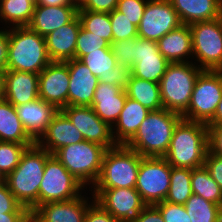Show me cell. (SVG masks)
Instances as JSON below:
<instances>
[{
	"label": "cell",
	"mask_w": 222,
	"mask_h": 222,
	"mask_svg": "<svg viewBox=\"0 0 222 222\" xmlns=\"http://www.w3.org/2000/svg\"><path fill=\"white\" fill-rule=\"evenodd\" d=\"M50 155L35 143L25 150L18 166L5 177L10 192L30 213L39 206V187Z\"/></svg>",
	"instance_id": "1"
},
{
	"label": "cell",
	"mask_w": 222,
	"mask_h": 222,
	"mask_svg": "<svg viewBox=\"0 0 222 222\" xmlns=\"http://www.w3.org/2000/svg\"><path fill=\"white\" fill-rule=\"evenodd\" d=\"M208 150V126L182 118L174 128L164 158L172 167L194 169L204 166Z\"/></svg>",
	"instance_id": "2"
},
{
	"label": "cell",
	"mask_w": 222,
	"mask_h": 222,
	"mask_svg": "<svg viewBox=\"0 0 222 222\" xmlns=\"http://www.w3.org/2000/svg\"><path fill=\"white\" fill-rule=\"evenodd\" d=\"M181 119L182 115L164 108L150 111L125 146L144 157H164L174 128Z\"/></svg>",
	"instance_id": "3"
},
{
	"label": "cell",
	"mask_w": 222,
	"mask_h": 222,
	"mask_svg": "<svg viewBox=\"0 0 222 222\" xmlns=\"http://www.w3.org/2000/svg\"><path fill=\"white\" fill-rule=\"evenodd\" d=\"M11 29L9 30L6 70L39 74L52 62L46 48L45 37L28 26Z\"/></svg>",
	"instance_id": "4"
},
{
	"label": "cell",
	"mask_w": 222,
	"mask_h": 222,
	"mask_svg": "<svg viewBox=\"0 0 222 222\" xmlns=\"http://www.w3.org/2000/svg\"><path fill=\"white\" fill-rule=\"evenodd\" d=\"M202 69L191 62L170 63L159 81L162 106L182 115L188 108L191 95Z\"/></svg>",
	"instance_id": "5"
},
{
	"label": "cell",
	"mask_w": 222,
	"mask_h": 222,
	"mask_svg": "<svg viewBox=\"0 0 222 222\" xmlns=\"http://www.w3.org/2000/svg\"><path fill=\"white\" fill-rule=\"evenodd\" d=\"M143 156L125 145L107 149L94 189L135 188Z\"/></svg>",
	"instance_id": "6"
},
{
	"label": "cell",
	"mask_w": 222,
	"mask_h": 222,
	"mask_svg": "<svg viewBox=\"0 0 222 222\" xmlns=\"http://www.w3.org/2000/svg\"><path fill=\"white\" fill-rule=\"evenodd\" d=\"M106 150L104 146L84 140L60 148L54 156L80 183L94 186Z\"/></svg>",
	"instance_id": "7"
},
{
	"label": "cell",
	"mask_w": 222,
	"mask_h": 222,
	"mask_svg": "<svg viewBox=\"0 0 222 222\" xmlns=\"http://www.w3.org/2000/svg\"><path fill=\"white\" fill-rule=\"evenodd\" d=\"M222 98V70H202L197 76L187 110L182 118L208 124Z\"/></svg>",
	"instance_id": "8"
},
{
	"label": "cell",
	"mask_w": 222,
	"mask_h": 222,
	"mask_svg": "<svg viewBox=\"0 0 222 222\" xmlns=\"http://www.w3.org/2000/svg\"><path fill=\"white\" fill-rule=\"evenodd\" d=\"M192 51L202 70H222V16L189 25Z\"/></svg>",
	"instance_id": "9"
},
{
	"label": "cell",
	"mask_w": 222,
	"mask_h": 222,
	"mask_svg": "<svg viewBox=\"0 0 222 222\" xmlns=\"http://www.w3.org/2000/svg\"><path fill=\"white\" fill-rule=\"evenodd\" d=\"M84 188L64 166L51 154L45 163L44 175L39 187V206L49 202L72 200L81 195Z\"/></svg>",
	"instance_id": "10"
},
{
	"label": "cell",
	"mask_w": 222,
	"mask_h": 222,
	"mask_svg": "<svg viewBox=\"0 0 222 222\" xmlns=\"http://www.w3.org/2000/svg\"><path fill=\"white\" fill-rule=\"evenodd\" d=\"M171 167L164 157H142L135 188L146 205L155 206L165 201Z\"/></svg>",
	"instance_id": "11"
},
{
	"label": "cell",
	"mask_w": 222,
	"mask_h": 222,
	"mask_svg": "<svg viewBox=\"0 0 222 222\" xmlns=\"http://www.w3.org/2000/svg\"><path fill=\"white\" fill-rule=\"evenodd\" d=\"M92 198L119 222H135L147 206L136 188L94 189Z\"/></svg>",
	"instance_id": "12"
},
{
	"label": "cell",
	"mask_w": 222,
	"mask_h": 222,
	"mask_svg": "<svg viewBox=\"0 0 222 222\" xmlns=\"http://www.w3.org/2000/svg\"><path fill=\"white\" fill-rule=\"evenodd\" d=\"M181 24L169 0H149L137 27L138 37L157 42Z\"/></svg>",
	"instance_id": "13"
},
{
	"label": "cell",
	"mask_w": 222,
	"mask_h": 222,
	"mask_svg": "<svg viewBox=\"0 0 222 222\" xmlns=\"http://www.w3.org/2000/svg\"><path fill=\"white\" fill-rule=\"evenodd\" d=\"M61 111L82 133L84 140L97 143L106 149L117 146L112 127L102 121L91 106H66Z\"/></svg>",
	"instance_id": "14"
},
{
	"label": "cell",
	"mask_w": 222,
	"mask_h": 222,
	"mask_svg": "<svg viewBox=\"0 0 222 222\" xmlns=\"http://www.w3.org/2000/svg\"><path fill=\"white\" fill-rule=\"evenodd\" d=\"M134 77L159 83L170 62L159 52L156 41L134 38Z\"/></svg>",
	"instance_id": "15"
},
{
	"label": "cell",
	"mask_w": 222,
	"mask_h": 222,
	"mask_svg": "<svg viewBox=\"0 0 222 222\" xmlns=\"http://www.w3.org/2000/svg\"><path fill=\"white\" fill-rule=\"evenodd\" d=\"M68 87L69 70L65 62L52 61L38 74L39 98L57 110L67 106Z\"/></svg>",
	"instance_id": "16"
},
{
	"label": "cell",
	"mask_w": 222,
	"mask_h": 222,
	"mask_svg": "<svg viewBox=\"0 0 222 222\" xmlns=\"http://www.w3.org/2000/svg\"><path fill=\"white\" fill-rule=\"evenodd\" d=\"M82 61L99 79V82H106L126 89L130 79L131 69L117 64L111 48H101L99 51L90 52L84 55Z\"/></svg>",
	"instance_id": "17"
},
{
	"label": "cell",
	"mask_w": 222,
	"mask_h": 222,
	"mask_svg": "<svg viewBox=\"0 0 222 222\" xmlns=\"http://www.w3.org/2000/svg\"><path fill=\"white\" fill-rule=\"evenodd\" d=\"M64 62L69 70L67 106H91L99 79L79 59Z\"/></svg>",
	"instance_id": "18"
},
{
	"label": "cell",
	"mask_w": 222,
	"mask_h": 222,
	"mask_svg": "<svg viewBox=\"0 0 222 222\" xmlns=\"http://www.w3.org/2000/svg\"><path fill=\"white\" fill-rule=\"evenodd\" d=\"M2 97L14 106L38 99V74L16 70L3 71Z\"/></svg>",
	"instance_id": "19"
},
{
	"label": "cell",
	"mask_w": 222,
	"mask_h": 222,
	"mask_svg": "<svg viewBox=\"0 0 222 222\" xmlns=\"http://www.w3.org/2000/svg\"><path fill=\"white\" fill-rule=\"evenodd\" d=\"M82 141H84L82 133L61 110H58L35 143L54 155L60 148Z\"/></svg>",
	"instance_id": "20"
},
{
	"label": "cell",
	"mask_w": 222,
	"mask_h": 222,
	"mask_svg": "<svg viewBox=\"0 0 222 222\" xmlns=\"http://www.w3.org/2000/svg\"><path fill=\"white\" fill-rule=\"evenodd\" d=\"M82 195L72 200L49 202L38 206L31 214L39 222H84L88 205Z\"/></svg>",
	"instance_id": "21"
},
{
	"label": "cell",
	"mask_w": 222,
	"mask_h": 222,
	"mask_svg": "<svg viewBox=\"0 0 222 222\" xmlns=\"http://www.w3.org/2000/svg\"><path fill=\"white\" fill-rule=\"evenodd\" d=\"M127 98L126 91L117 85L106 82H98L91 104L92 109L102 119L108 123L112 130Z\"/></svg>",
	"instance_id": "22"
},
{
	"label": "cell",
	"mask_w": 222,
	"mask_h": 222,
	"mask_svg": "<svg viewBox=\"0 0 222 222\" xmlns=\"http://www.w3.org/2000/svg\"><path fill=\"white\" fill-rule=\"evenodd\" d=\"M77 13L78 8L74 5H35L28 27L42 37H46L51 32L71 22L77 16Z\"/></svg>",
	"instance_id": "23"
},
{
	"label": "cell",
	"mask_w": 222,
	"mask_h": 222,
	"mask_svg": "<svg viewBox=\"0 0 222 222\" xmlns=\"http://www.w3.org/2000/svg\"><path fill=\"white\" fill-rule=\"evenodd\" d=\"M18 117L27 134L36 142L51 123L58 110L51 104L38 98L32 102L15 106Z\"/></svg>",
	"instance_id": "24"
},
{
	"label": "cell",
	"mask_w": 222,
	"mask_h": 222,
	"mask_svg": "<svg viewBox=\"0 0 222 222\" xmlns=\"http://www.w3.org/2000/svg\"><path fill=\"white\" fill-rule=\"evenodd\" d=\"M81 23L76 16L45 37L48 55L52 61H67L75 58L76 40Z\"/></svg>",
	"instance_id": "25"
},
{
	"label": "cell",
	"mask_w": 222,
	"mask_h": 222,
	"mask_svg": "<svg viewBox=\"0 0 222 222\" xmlns=\"http://www.w3.org/2000/svg\"><path fill=\"white\" fill-rule=\"evenodd\" d=\"M182 24L210 21L222 16V0H169Z\"/></svg>",
	"instance_id": "26"
},
{
	"label": "cell",
	"mask_w": 222,
	"mask_h": 222,
	"mask_svg": "<svg viewBox=\"0 0 222 222\" xmlns=\"http://www.w3.org/2000/svg\"><path fill=\"white\" fill-rule=\"evenodd\" d=\"M159 52L170 63L190 62L184 60L192 55V33L188 24H181L179 27L165 34L158 41Z\"/></svg>",
	"instance_id": "27"
},
{
	"label": "cell",
	"mask_w": 222,
	"mask_h": 222,
	"mask_svg": "<svg viewBox=\"0 0 222 222\" xmlns=\"http://www.w3.org/2000/svg\"><path fill=\"white\" fill-rule=\"evenodd\" d=\"M150 113L140 102L129 97L115 123V132H112L117 145H125L137 132L142 121ZM116 134V135H114Z\"/></svg>",
	"instance_id": "28"
},
{
	"label": "cell",
	"mask_w": 222,
	"mask_h": 222,
	"mask_svg": "<svg viewBox=\"0 0 222 222\" xmlns=\"http://www.w3.org/2000/svg\"><path fill=\"white\" fill-rule=\"evenodd\" d=\"M0 141L22 144H35L25 131L13 104L0 98Z\"/></svg>",
	"instance_id": "29"
},
{
	"label": "cell",
	"mask_w": 222,
	"mask_h": 222,
	"mask_svg": "<svg viewBox=\"0 0 222 222\" xmlns=\"http://www.w3.org/2000/svg\"><path fill=\"white\" fill-rule=\"evenodd\" d=\"M125 91L127 97L140 102L150 111L163 109L159 83L131 75Z\"/></svg>",
	"instance_id": "30"
},
{
	"label": "cell",
	"mask_w": 222,
	"mask_h": 222,
	"mask_svg": "<svg viewBox=\"0 0 222 222\" xmlns=\"http://www.w3.org/2000/svg\"><path fill=\"white\" fill-rule=\"evenodd\" d=\"M36 1L0 0V17L14 27L28 26L35 9Z\"/></svg>",
	"instance_id": "31"
},
{
	"label": "cell",
	"mask_w": 222,
	"mask_h": 222,
	"mask_svg": "<svg viewBox=\"0 0 222 222\" xmlns=\"http://www.w3.org/2000/svg\"><path fill=\"white\" fill-rule=\"evenodd\" d=\"M191 189L193 194L222 207V189L210 176L205 166L192 169Z\"/></svg>",
	"instance_id": "32"
},
{
	"label": "cell",
	"mask_w": 222,
	"mask_h": 222,
	"mask_svg": "<svg viewBox=\"0 0 222 222\" xmlns=\"http://www.w3.org/2000/svg\"><path fill=\"white\" fill-rule=\"evenodd\" d=\"M191 173L189 168L171 167L170 187L165 201L184 205L193 194L191 189Z\"/></svg>",
	"instance_id": "33"
},
{
	"label": "cell",
	"mask_w": 222,
	"mask_h": 222,
	"mask_svg": "<svg viewBox=\"0 0 222 222\" xmlns=\"http://www.w3.org/2000/svg\"><path fill=\"white\" fill-rule=\"evenodd\" d=\"M191 222H218L222 218V207L192 194L184 204Z\"/></svg>",
	"instance_id": "34"
},
{
	"label": "cell",
	"mask_w": 222,
	"mask_h": 222,
	"mask_svg": "<svg viewBox=\"0 0 222 222\" xmlns=\"http://www.w3.org/2000/svg\"><path fill=\"white\" fill-rule=\"evenodd\" d=\"M77 16L81 27L94 33L112 43V26L110 13L92 12L89 10H78Z\"/></svg>",
	"instance_id": "35"
},
{
	"label": "cell",
	"mask_w": 222,
	"mask_h": 222,
	"mask_svg": "<svg viewBox=\"0 0 222 222\" xmlns=\"http://www.w3.org/2000/svg\"><path fill=\"white\" fill-rule=\"evenodd\" d=\"M32 145L0 141V171L5 177L18 166L23 153Z\"/></svg>",
	"instance_id": "36"
},
{
	"label": "cell",
	"mask_w": 222,
	"mask_h": 222,
	"mask_svg": "<svg viewBox=\"0 0 222 222\" xmlns=\"http://www.w3.org/2000/svg\"><path fill=\"white\" fill-rule=\"evenodd\" d=\"M101 48H110V43L104 38L80 27L76 40L75 59L80 60L84 55L99 51Z\"/></svg>",
	"instance_id": "37"
},
{
	"label": "cell",
	"mask_w": 222,
	"mask_h": 222,
	"mask_svg": "<svg viewBox=\"0 0 222 222\" xmlns=\"http://www.w3.org/2000/svg\"><path fill=\"white\" fill-rule=\"evenodd\" d=\"M112 41L133 39L138 37V29L125 14L114 9L110 13Z\"/></svg>",
	"instance_id": "38"
},
{
	"label": "cell",
	"mask_w": 222,
	"mask_h": 222,
	"mask_svg": "<svg viewBox=\"0 0 222 222\" xmlns=\"http://www.w3.org/2000/svg\"><path fill=\"white\" fill-rule=\"evenodd\" d=\"M110 48L117 64L132 69L134 66V38L112 41Z\"/></svg>",
	"instance_id": "39"
},
{
	"label": "cell",
	"mask_w": 222,
	"mask_h": 222,
	"mask_svg": "<svg viewBox=\"0 0 222 222\" xmlns=\"http://www.w3.org/2000/svg\"><path fill=\"white\" fill-rule=\"evenodd\" d=\"M148 1L149 0H119L116 10L125 14V17L138 27Z\"/></svg>",
	"instance_id": "40"
},
{
	"label": "cell",
	"mask_w": 222,
	"mask_h": 222,
	"mask_svg": "<svg viewBox=\"0 0 222 222\" xmlns=\"http://www.w3.org/2000/svg\"><path fill=\"white\" fill-rule=\"evenodd\" d=\"M164 219V222H191L185 206L162 201L155 205Z\"/></svg>",
	"instance_id": "41"
},
{
	"label": "cell",
	"mask_w": 222,
	"mask_h": 222,
	"mask_svg": "<svg viewBox=\"0 0 222 222\" xmlns=\"http://www.w3.org/2000/svg\"><path fill=\"white\" fill-rule=\"evenodd\" d=\"M0 213H30L10 192L6 182L0 184Z\"/></svg>",
	"instance_id": "42"
},
{
	"label": "cell",
	"mask_w": 222,
	"mask_h": 222,
	"mask_svg": "<svg viewBox=\"0 0 222 222\" xmlns=\"http://www.w3.org/2000/svg\"><path fill=\"white\" fill-rule=\"evenodd\" d=\"M85 214L84 222H119L95 200Z\"/></svg>",
	"instance_id": "43"
},
{
	"label": "cell",
	"mask_w": 222,
	"mask_h": 222,
	"mask_svg": "<svg viewBox=\"0 0 222 222\" xmlns=\"http://www.w3.org/2000/svg\"><path fill=\"white\" fill-rule=\"evenodd\" d=\"M204 166L207 168L210 176L222 189V157L208 150L205 156Z\"/></svg>",
	"instance_id": "44"
},
{
	"label": "cell",
	"mask_w": 222,
	"mask_h": 222,
	"mask_svg": "<svg viewBox=\"0 0 222 222\" xmlns=\"http://www.w3.org/2000/svg\"><path fill=\"white\" fill-rule=\"evenodd\" d=\"M209 151L222 157V124H207Z\"/></svg>",
	"instance_id": "45"
},
{
	"label": "cell",
	"mask_w": 222,
	"mask_h": 222,
	"mask_svg": "<svg viewBox=\"0 0 222 222\" xmlns=\"http://www.w3.org/2000/svg\"><path fill=\"white\" fill-rule=\"evenodd\" d=\"M118 1L119 0H86L78 10L111 13L116 9Z\"/></svg>",
	"instance_id": "46"
},
{
	"label": "cell",
	"mask_w": 222,
	"mask_h": 222,
	"mask_svg": "<svg viewBox=\"0 0 222 222\" xmlns=\"http://www.w3.org/2000/svg\"><path fill=\"white\" fill-rule=\"evenodd\" d=\"M135 222H164V219L156 206L147 205Z\"/></svg>",
	"instance_id": "47"
},
{
	"label": "cell",
	"mask_w": 222,
	"mask_h": 222,
	"mask_svg": "<svg viewBox=\"0 0 222 222\" xmlns=\"http://www.w3.org/2000/svg\"><path fill=\"white\" fill-rule=\"evenodd\" d=\"M9 30H0V72L6 70L8 62Z\"/></svg>",
	"instance_id": "48"
},
{
	"label": "cell",
	"mask_w": 222,
	"mask_h": 222,
	"mask_svg": "<svg viewBox=\"0 0 222 222\" xmlns=\"http://www.w3.org/2000/svg\"><path fill=\"white\" fill-rule=\"evenodd\" d=\"M31 213H0V222H28Z\"/></svg>",
	"instance_id": "49"
},
{
	"label": "cell",
	"mask_w": 222,
	"mask_h": 222,
	"mask_svg": "<svg viewBox=\"0 0 222 222\" xmlns=\"http://www.w3.org/2000/svg\"><path fill=\"white\" fill-rule=\"evenodd\" d=\"M36 5L42 6H66L72 5L69 0H36Z\"/></svg>",
	"instance_id": "50"
},
{
	"label": "cell",
	"mask_w": 222,
	"mask_h": 222,
	"mask_svg": "<svg viewBox=\"0 0 222 222\" xmlns=\"http://www.w3.org/2000/svg\"><path fill=\"white\" fill-rule=\"evenodd\" d=\"M208 124H222V98L217 106L214 118Z\"/></svg>",
	"instance_id": "51"
},
{
	"label": "cell",
	"mask_w": 222,
	"mask_h": 222,
	"mask_svg": "<svg viewBox=\"0 0 222 222\" xmlns=\"http://www.w3.org/2000/svg\"><path fill=\"white\" fill-rule=\"evenodd\" d=\"M72 5L76 6L77 8H80L86 0H69Z\"/></svg>",
	"instance_id": "52"
},
{
	"label": "cell",
	"mask_w": 222,
	"mask_h": 222,
	"mask_svg": "<svg viewBox=\"0 0 222 222\" xmlns=\"http://www.w3.org/2000/svg\"><path fill=\"white\" fill-rule=\"evenodd\" d=\"M2 97V73L0 72V98Z\"/></svg>",
	"instance_id": "53"
},
{
	"label": "cell",
	"mask_w": 222,
	"mask_h": 222,
	"mask_svg": "<svg viewBox=\"0 0 222 222\" xmlns=\"http://www.w3.org/2000/svg\"><path fill=\"white\" fill-rule=\"evenodd\" d=\"M28 222H39L32 214H30Z\"/></svg>",
	"instance_id": "54"
},
{
	"label": "cell",
	"mask_w": 222,
	"mask_h": 222,
	"mask_svg": "<svg viewBox=\"0 0 222 222\" xmlns=\"http://www.w3.org/2000/svg\"><path fill=\"white\" fill-rule=\"evenodd\" d=\"M5 182V176L0 171V184Z\"/></svg>",
	"instance_id": "55"
}]
</instances>
